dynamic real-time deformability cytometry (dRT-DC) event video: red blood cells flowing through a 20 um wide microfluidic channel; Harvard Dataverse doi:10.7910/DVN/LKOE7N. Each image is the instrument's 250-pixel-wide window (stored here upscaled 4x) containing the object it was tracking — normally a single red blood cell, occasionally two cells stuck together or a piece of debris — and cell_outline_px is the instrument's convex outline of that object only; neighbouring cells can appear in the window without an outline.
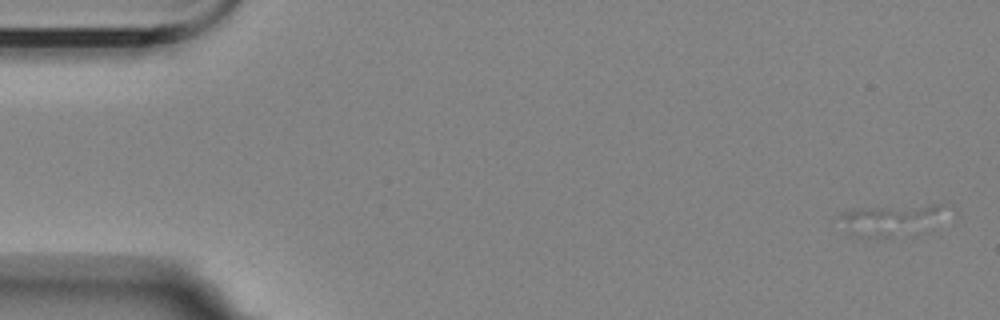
{"species": "Egyptian fruit bat (a non-hibernating species)", "species_latin": "Rousettus aegyptiacus", "temperature_condition": "room temperature", "stored_images_in_passage": 6, "camera_frame_rate_fps": 3000, "um_per_image_px": 0.085, "animal": {"sex": "female"}, "frame": {"image": 1, "passage_image": 1, "time_ms": 0.0, "image_size_px": [1000, 320], "cell_outline_px": [[940, 208], [892, 236], [856, 236], [832, 220], [840, 212], [932, 204], [940, 204]], "centroid_in_image_um": [75.06, 18.67], "position_along_channel_um": 9.9, "area_um2": 15.37}}
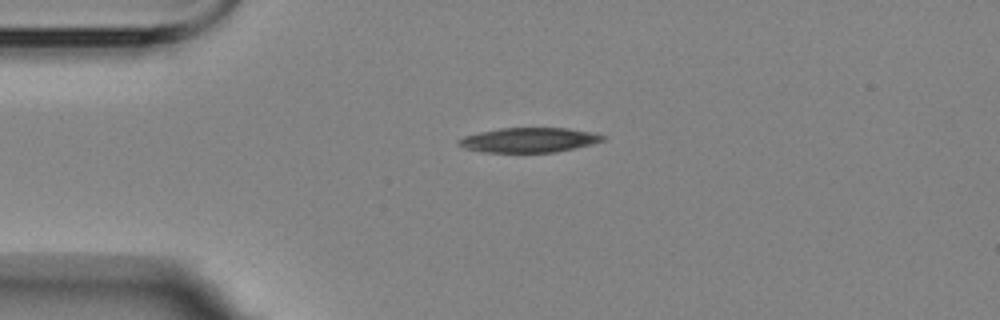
{"frame": {"image": 2, "passage_image": 6, "time_ms": 7.0, "image_size_px": [1000, 320], "cell_outline_px": [[604, 140], [556, 152], [480, 152], [464, 148], [456, 144], [456, 140], [464, 136], [480, 132], [500, 128], [568, 128], [596, 132], [604, 136]], "centroid_in_image_um": [44.9, 11.89], "position_along_channel_um": 40.1, "area_um2": 20.69}}